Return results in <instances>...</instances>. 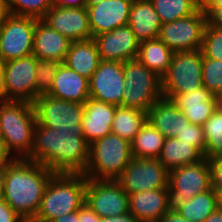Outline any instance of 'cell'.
<instances>
[{
  "label": "cell",
  "mask_w": 222,
  "mask_h": 222,
  "mask_svg": "<svg viewBox=\"0 0 222 222\" xmlns=\"http://www.w3.org/2000/svg\"><path fill=\"white\" fill-rule=\"evenodd\" d=\"M90 144L75 131H58L36 122L33 148L26 160L39 163L54 173L84 174Z\"/></svg>",
  "instance_id": "cell-1"
},
{
  "label": "cell",
  "mask_w": 222,
  "mask_h": 222,
  "mask_svg": "<svg viewBox=\"0 0 222 222\" xmlns=\"http://www.w3.org/2000/svg\"><path fill=\"white\" fill-rule=\"evenodd\" d=\"M53 174L39 163L13 159L7 165L1 197L22 219L34 218Z\"/></svg>",
  "instance_id": "cell-2"
},
{
  "label": "cell",
  "mask_w": 222,
  "mask_h": 222,
  "mask_svg": "<svg viewBox=\"0 0 222 222\" xmlns=\"http://www.w3.org/2000/svg\"><path fill=\"white\" fill-rule=\"evenodd\" d=\"M36 114L28 101L0 103V138L13 159H26L33 148Z\"/></svg>",
  "instance_id": "cell-3"
},
{
  "label": "cell",
  "mask_w": 222,
  "mask_h": 222,
  "mask_svg": "<svg viewBox=\"0 0 222 222\" xmlns=\"http://www.w3.org/2000/svg\"><path fill=\"white\" fill-rule=\"evenodd\" d=\"M86 185L87 178L82 173H54L34 219L52 222L61 215L78 211L85 203Z\"/></svg>",
  "instance_id": "cell-4"
},
{
  "label": "cell",
  "mask_w": 222,
  "mask_h": 222,
  "mask_svg": "<svg viewBox=\"0 0 222 222\" xmlns=\"http://www.w3.org/2000/svg\"><path fill=\"white\" fill-rule=\"evenodd\" d=\"M133 158L131 142L113 133L93 141L84 173L87 179L116 180Z\"/></svg>",
  "instance_id": "cell-5"
},
{
  "label": "cell",
  "mask_w": 222,
  "mask_h": 222,
  "mask_svg": "<svg viewBox=\"0 0 222 222\" xmlns=\"http://www.w3.org/2000/svg\"><path fill=\"white\" fill-rule=\"evenodd\" d=\"M124 86L122 106L148 113L162 96L161 78L138 58L123 62Z\"/></svg>",
  "instance_id": "cell-6"
},
{
  "label": "cell",
  "mask_w": 222,
  "mask_h": 222,
  "mask_svg": "<svg viewBox=\"0 0 222 222\" xmlns=\"http://www.w3.org/2000/svg\"><path fill=\"white\" fill-rule=\"evenodd\" d=\"M202 63L201 49L174 52L169 68L161 78L163 98L171 100L177 94L203 87Z\"/></svg>",
  "instance_id": "cell-7"
},
{
  "label": "cell",
  "mask_w": 222,
  "mask_h": 222,
  "mask_svg": "<svg viewBox=\"0 0 222 222\" xmlns=\"http://www.w3.org/2000/svg\"><path fill=\"white\" fill-rule=\"evenodd\" d=\"M211 188V169L207 158L173 169L168 173L170 210H177L187 199Z\"/></svg>",
  "instance_id": "cell-8"
},
{
  "label": "cell",
  "mask_w": 222,
  "mask_h": 222,
  "mask_svg": "<svg viewBox=\"0 0 222 222\" xmlns=\"http://www.w3.org/2000/svg\"><path fill=\"white\" fill-rule=\"evenodd\" d=\"M33 105L38 124L58 131H75L76 135L84 137L82 130L84 104L45 94L40 95Z\"/></svg>",
  "instance_id": "cell-9"
},
{
  "label": "cell",
  "mask_w": 222,
  "mask_h": 222,
  "mask_svg": "<svg viewBox=\"0 0 222 222\" xmlns=\"http://www.w3.org/2000/svg\"><path fill=\"white\" fill-rule=\"evenodd\" d=\"M38 19L12 15L0 25V62L33 54L34 29Z\"/></svg>",
  "instance_id": "cell-10"
},
{
  "label": "cell",
  "mask_w": 222,
  "mask_h": 222,
  "mask_svg": "<svg viewBox=\"0 0 222 222\" xmlns=\"http://www.w3.org/2000/svg\"><path fill=\"white\" fill-rule=\"evenodd\" d=\"M206 13L200 6L192 15L161 25L159 39L173 52L202 48Z\"/></svg>",
  "instance_id": "cell-11"
},
{
  "label": "cell",
  "mask_w": 222,
  "mask_h": 222,
  "mask_svg": "<svg viewBox=\"0 0 222 222\" xmlns=\"http://www.w3.org/2000/svg\"><path fill=\"white\" fill-rule=\"evenodd\" d=\"M36 64L33 54L2 63L6 100L33 103L40 96L36 92Z\"/></svg>",
  "instance_id": "cell-12"
},
{
  "label": "cell",
  "mask_w": 222,
  "mask_h": 222,
  "mask_svg": "<svg viewBox=\"0 0 222 222\" xmlns=\"http://www.w3.org/2000/svg\"><path fill=\"white\" fill-rule=\"evenodd\" d=\"M168 171L156 158H132L116 179L129 195L145 190L168 188Z\"/></svg>",
  "instance_id": "cell-13"
},
{
  "label": "cell",
  "mask_w": 222,
  "mask_h": 222,
  "mask_svg": "<svg viewBox=\"0 0 222 222\" xmlns=\"http://www.w3.org/2000/svg\"><path fill=\"white\" fill-rule=\"evenodd\" d=\"M85 204L101 218L129 214V195L116 180L87 179Z\"/></svg>",
  "instance_id": "cell-14"
},
{
  "label": "cell",
  "mask_w": 222,
  "mask_h": 222,
  "mask_svg": "<svg viewBox=\"0 0 222 222\" xmlns=\"http://www.w3.org/2000/svg\"><path fill=\"white\" fill-rule=\"evenodd\" d=\"M88 82L90 98L122 106V94L125 90L123 62L101 60Z\"/></svg>",
  "instance_id": "cell-15"
},
{
  "label": "cell",
  "mask_w": 222,
  "mask_h": 222,
  "mask_svg": "<svg viewBox=\"0 0 222 222\" xmlns=\"http://www.w3.org/2000/svg\"><path fill=\"white\" fill-rule=\"evenodd\" d=\"M42 20L71 42L92 39L87 7L66 8L52 5Z\"/></svg>",
  "instance_id": "cell-16"
},
{
  "label": "cell",
  "mask_w": 222,
  "mask_h": 222,
  "mask_svg": "<svg viewBox=\"0 0 222 222\" xmlns=\"http://www.w3.org/2000/svg\"><path fill=\"white\" fill-rule=\"evenodd\" d=\"M101 60L125 62L138 57L139 41L126 25L93 37Z\"/></svg>",
  "instance_id": "cell-17"
},
{
  "label": "cell",
  "mask_w": 222,
  "mask_h": 222,
  "mask_svg": "<svg viewBox=\"0 0 222 222\" xmlns=\"http://www.w3.org/2000/svg\"><path fill=\"white\" fill-rule=\"evenodd\" d=\"M132 3L133 0H102L87 7L92 39L128 25Z\"/></svg>",
  "instance_id": "cell-18"
},
{
  "label": "cell",
  "mask_w": 222,
  "mask_h": 222,
  "mask_svg": "<svg viewBox=\"0 0 222 222\" xmlns=\"http://www.w3.org/2000/svg\"><path fill=\"white\" fill-rule=\"evenodd\" d=\"M169 209L168 188L129 194V214L137 222H159Z\"/></svg>",
  "instance_id": "cell-19"
},
{
  "label": "cell",
  "mask_w": 222,
  "mask_h": 222,
  "mask_svg": "<svg viewBox=\"0 0 222 222\" xmlns=\"http://www.w3.org/2000/svg\"><path fill=\"white\" fill-rule=\"evenodd\" d=\"M71 41L52 29L42 19L36 21L34 29L33 55L38 59H49L64 63Z\"/></svg>",
  "instance_id": "cell-20"
},
{
  "label": "cell",
  "mask_w": 222,
  "mask_h": 222,
  "mask_svg": "<svg viewBox=\"0 0 222 222\" xmlns=\"http://www.w3.org/2000/svg\"><path fill=\"white\" fill-rule=\"evenodd\" d=\"M116 107L93 98H89L85 102L82 130L84 139L89 144L111 133Z\"/></svg>",
  "instance_id": "cell-21"
},
{
  "label": "cell",
  "mask_w": 222,
  "mask_h": 222,
  "mask_svg": "<svg viewBox=\"0 0 222 222\" xmlns=\"http://www.w3.org/2000/svg\"><path fill=\"white\" fill-rule=\"evenodd\" d=\"M48 95L65 101L85 104L90 98L88 79L61 63Z\"/></svg>",
  "instance_id": "cell-22"
},
{
  "label": "cell",
  "mask_w": 222,
  "mask_h": 222,
  "mask_svg": "<svg viewBox=\"0 0 222 222\" xmlns=\"http://www.w3.org/2000/svg\"><path fill=\"white\" fill-rule=\"evenodd\" d=\"M190 123L203 126L215 111L214 95L205 87L177 94L172 99Z\"/></svg>",
  "instance_id": "cell-23"
},
{
  "label": "cell",
  "mask_w": 222,
  "mask_h": 222,
  "mask_svg": "<svg viewBox=\"0 0 222 222\" xmlns=\"http://www.w3.org/2000/svg\"><path fill=\"white\" fill-rule=\"evenodd\" d=\"M149 121L164 137H176L189 120L170 99L157 100L147 113Z\"/></svg>",
  "instance_id": "cell-24"
},
{
  "label": "cell",
  "mask_w": 222,
  "mask_h": 222,
  "mask_svg": "<svg viewBox=\"0 0 222 222\" xmlns=\"http://www.w3.org/2000/svg\"><path fill=\"white\" fill-rule=\"evenodd\" d=\"M162 22L150 0H133L128 26L139 42L159 37Z\"/></svg>",
  "instance_id": "cell-25"
},
{
  "label": "cell",
  "mask_w": 222,
  "mask_h": 222,
  "mask_svg": "<svg viewBox=\"0 0 222 222\" xmlns=\"http://www.w3.org/2000/svg\"><path fill=\"white\" fill-rule=\"evenodd\" d=\"M101 61L97 45L93 39L71 42L64 64L79 75L89 79Z\"/></svg>",
  "instance_id": "cell-26"
},
{
  "label": "cell",
  "mask_w": 222,
  "mask_h": 222,
  "mask_svg": "<svg viewBox=\"0 0 222 222\" xmlns=\"http://www.w3.org/2000/svg\"><path fill=\"white\" fill-rule=\"evenodd\" d=\"M203 158L204 155L192 143H185L181 139L172 137L164 140L158 159L170 172L173 169L197 163Z\"/></svg>",
  "instance_id": "cell-27"
},
{
  "label": "cell",
  "mask_w": 222,
  "mask_h": 222,
  "mask_svg": "<svg viewBox=\"0 0 222 222\" xmlns=\"http://www.w3.org/2000/svg\"><path fill=\"white\" fill-rule=\"evenodd\" d=\"M173 51L159 38L139 42L138 60L160 78L167 72Z\"/></svg>",
  "instance_id": "cell-28"
},
{
  "label": "cell",
  "mask_w": 222,
  "mask_h": 222,
  "mask_svg": "<svg viewBox=\"0 0 222 222\" xmlns=\"http://www.w3.org/2000/svg\"><path fill=\"white\" fill-rule=\"evenodd\" d=\"M146 122V112L135 108L117 106L111 125V133L131 142Z\"/></svg>",
  "instance_id": "cell-29"
},
{
  "label": "cell",
  "mask_w": 222,
  "mask_h": 222,
  "mask_svg": "<svg viewBox=\"0 0 222 222\" xmlns=\"http://www.w3.org/2000/svg\"><path fill=\"white\" fill-rule=\"evenodd\" d=\"M165 137L147 121L131 141L133 158H159Z\"/></svg>",
  "instance_id": "cell-30"
},
{
  "label": "cell",
  "mask_w": 222,
  "mask_h": 222,
  "mask_svg": "<svg viewBox=\"0 0 222 222\" xmlns=\"http://www.w3.org/2000/svg\"><path fill=\"white\" fill-rule=\"evenodd\" d=\"M217 209L216 194L213 188L187 199L177 211L190 222H204Z\"/></svg>",
  "instance_id": "cell-31"
},
{
  "label": "cell",
  "mask_w": 222,
  "mask_h": 222,
  "mask_svg": "<svg viewBox=\"0 0 222 222\" xmlns=\"http://www.w3.org/2000/svg\"><path fill=\"white\" fill-rule=\"evenodd\" d=\"M162 24L192 15L200 5L195 0H150Z\"/></svg>",
  "instance_id": "cell-32"
},
{
  "label": "cell",
  "mask_w": 222,
  "mask_h": 222,
  "mask_svg": "<svg viewBox=\"0 0 222 222\" xmlns=\"http://www.w3.org/2000/svg\"><path fill=\"white\" fill-rule=\"evenodd\" d=\"M202 127L206 140L204 157L210 159L222 155V113L215 110Z\"/></svg>",
  "instance_id": "cell-33"
},
{
  "label": "cell",
  "mask_w": 222,
  "mask_h": 222,
  "mask_svg": "<svg viewBox=\"0 0 222 222\" xmlns=\"http://www.w3.org/2000/svg\"><path fill=\"white\" fill-rule=\"evenodd\" d=\"M10 14L43 19L52 7L49 0H7Z\"/></svg>",
  "instance_id": "cell-34"
},
{
  "label": "cell",
  "mask_w": 222,
  "mask_h": 222,
  "mask_svg": "<svg viewBox=\"0 0 222 222\" xmlns=\"http://www.w3.org/2000/svg\"><path fill=\"white\" fill-rule=\"evenodd\" d=\"M61 62L38 59L36 64V92L39 95L48 94L51 90V85L55 79L57 70Z\"/></svg>",
  "instance_id": "cell-35"
},
{
  "label": "cell",
  "mask_w": 222,
  "mask_h": 222,
  "mask_svg": "<svg viewBox=\"0 0 222 222\" xmlns=\"http://www.w3.org/2000/svg\"><path fill=\"white\" fill-rule=\"evenodd\" d=\"M202 82L213 95L222 91V60L203 58Z\"/></svg>",
  "instance_id": "cell-36"
},
{
  "label": "cell",
  "mask_w": 222,
  "mask_h": 222,
  "mask_svg": "<svg viewBox=\"0 0 222 222\" xmlns=\"http://www.w3.org/2000/svg\"><path fill=\"white\" fill-rule=\"evenodd\" d=\"M201 50L203 58L222 60V28L206 23Z\"/></svg>",
  "instance_id": "cell-37"
},
{
  "label": "cell",
  "mask_w": 222,
  "mask_h": 222,
  "mask_svg": "<svg viewBox=\"0 0 222 222\" xmlns=\"http://www.w3.org/2000/svg\"><path fill=\"white\" fill-rule=\"evenodd\" d=\"M177 139H181L182 142L192 143L203 155L206 148V140L204 136L203 127L195 125L190 122L186 123L185 128L178 133Z\"/></svg>",
  "instance_id": "cell-38"
},
{
  "label": "cell",
  "mask_w": 222,
  "mask_h": 222,
  "mask_svg": "<svg viewBox=\"0 0 222 222\" xmlns=\"http://www.w3.org/2000/svg\"><path fill=\"white\" fill-rule=\"evenodd\" d=\"M211 169V187L222 190V155L208 159Z\"/></svg>",
  "instance_id": "cell-39"
},
{
  "label": "cell",
  "mask_w": 222,
  "mask_h": 222,
  "mask_svg": "<svg viewBox=\"0 0 222 222\" xmlns=\"http://www.w3.org/2000/svg\"><path fill=\"white\" fill-rule=\"evenodd\" d=\"M208 25L222 28V5H202Z\"/></svg>",
  "instance_id": "cell-40"
},
{
  "label": "cell",
  "mask_w": 222,
  "mask_h": 222,
  "mask_svg": "<svg viewBox=\"0 0 222 222\" xmlns=\"http://www.w3.org/2000/svg\"><path fill=\"white\" fill-rule=\"evenodd\" d=\"M23 219L0 198V222H22Z\"/></svg>",
  "instance_id": "cell-41"
},
{
  "label": "cell",
  "mask_w": 222,
  "mask_h": 222,
  "mask_svg": "<svg viewBox=\"0 0 222 222\" xmlns=\"http://www.w3.org/2000/svg\"><path fill=\"white\" fill-rule=\"evenodd\" d=\"M78 220L79 222H100L101 217L84 203L78 210Z\"/></svg>",
  "instance_id": "cell-42"
},
{
  "label": "cell",
  "mask_w": 222,
  "mask_h": 222,
  "mask_svg": "<svg viewBox=\"0 0 222 222\" xmlns=\"http://www.w3.org/2000/svg\"><path fill=\"white\" fill-rule=\"evenodd\" d=\"M159 222H190L185 217L181 216L177 210H168Z\"/></svg>",
  "instance_id": "cell-43"
},
{
  "label": "cell",
  "mask_w": 222,
  "mask_h": 222,
  "mask_svg": "<svg viewBox=\"0 0 222 222\" xmlns=\"http://www.w3.org/2000/svg\"><path fill=\"white\" fill-rule=\"evenodd\" d=\"M55 5L66 8L85 7V0H59Z\"/></svg>",
  "instance_id": "cell-44"
},
{
  "label": "cell",
  "mask_w": 222,
  "mask_h": 222,
  "mask_svg": "<svg viewBox=\"0 0 222 222\" xmlns=\"http://www.w3.org/2000/svg\"><path fill=\"white\" fill-rule=\"evenodd\" d=\"M13 158L6 151L3 140L0 138V165H8Z\"/></svg>",
  "instance_id": "cell-45"
},
{
  "label": "cell",
  "mask_w": 222,
  "mask_h": 222,
  "mask_svg": "<svg viewBox=\"0 0 222 222\" xmlns=\"http://www.w3.org/2000/svg\"><path fill=\"white\" fill-rule=\"evenodd\" d=\"M100 222H137L130 214L101 218Z\"/></svg>",
  "instance_id": "cell-46"
},
{
  "label": "cell",
  "mask_w": 222,
  "mask_h": 222,
  "mask_svg": "<svg viewBox=\"0 0 222 222\" xmlns=\"http://www.w3.org/2000/svg\"><path fill=\"white\" fill-rule=\"evenodd\" d=\"M52 222H79L78 211L61 215L54 219Z\"/></svg>",
  "instance_id": "cell-47"
},
{
  "label": "cell",
  "mask_w": 222,
  "mask_h": 222,
  "mask_svg": "<svg viewBox=\"0 0 222 222\" xmlns=\"http://www.w3.org/2000/svg\"><path fill=\"white\" fill-rule=\"evenodd\" d=\"M10 15L7 0H0V25L7 19Z\"/></svg>",
  "instance_id": "cell-48"
},
{
  "label": "cell",
  "mask_w": 222,
  "mask_h": 222,
  "mask_svg": "<svg viewBox=\"0 0 222 222\" xmlns=\"http://www.w3.org/2000/svg\"><path fill=\"white\" fill-rule=\"evenodd\" d=\"M204 222H222V211L216 209L206 218Z\"/></svg>",
  "instance_id": "cell-49"
},
{
  "label": "cell",
  "mask_w": 222,
  "mask_h": 222,
  "mask_svg": "<svg viewBox=\"0 0 222 222\" xmlns=\"http://www.w3.org/2000/svg\"><path fill=\"white\" fill-rule=\"evenodd\" d=\"M7 165H0V198L3 194Z\"/></svg>",
  "instance_id": "cell-50"
},
{
  "label": "cell",
  "mask_w": 222,
  "mask_h": 222,
  "mask_svg": "<svg viewBox=\"0 0 222 222\" xmlns=\"http://www.w3.org/2000/svg\"><path fill=\"white\" fill-rule=\"evenodd\" d=\"M4 101H7V100H6L4 87H3V68H2V63L0 62V103Z\"/></svg>",
  "instance_id": "cell-51"
},
{
  "label": "cell",
  "mask_w": 222,
  "mask_h": 222,
  "mask_svg": "<svg viewBox=\"0 0 222 222\" xmlns=\"http://www.w3.org/2000/svg\"><path fill=\"white\" fill-rule=\"evenodd\" d=\"M215 110L222 113V91L214 94Z\"/></svg>",
  "instance_id": "cell-52"
},
{
  "label": "cell",
  "mask_w": 222,
  "mask_h": 222,
  "mask_svg": "<svg viewBox=\"0 0 222 222\" xmlns=\"http://www.w3.org/2000/svg\"><path fill=\"white\" fill-rule=\"evenodd\" d=\"M216 194L217 209L222 211V190H214Z\"/></svg>",
  "instance_id": "cell-53"
},
{
  "label": "cell",
  "mask_w": 222,
  "mask_h": 222,
  "mask_svg": "<svg viewBox=\"0 0 222 222\" xmlns=\"http://www.w3.org/2000/svg\"><path fill=\"white\" fill-rule=\"evenodd\" d=\"M203 5H222V0H206Z\"/></svg>",
  "instance_id": "cell-54"
},
{
  "label": "cell",
  "mask_w": 222,
  "mask_h": 222,
  "mask_svg": "<svg viewBox=\"0 0 222 222\" xmlns=\"http://www.w3.org/2000/svg\"><path fill=\"white\" fill-rule=\"evenodd\" d=\"M100 1H102V0H85V7L92 6L94 4L99 3Z\"/></svg>",
  "instance_id": "cell-55"
},
{
  "label": "cell",
  "mask_w": 222,
  "mask_h": 222,
  "mask_svg": "<svg viewBox=\"0 0 222 222\" xmlns=\"http://www.w3.org/2000/svg\"><path fill=\"white\" fill-rule=\"evenodd\" d=\"M22 222H40V221H37L36 219L31 218V219H23Z\"/></svg>",
  "instance_id": "cell-56"
},
{
  "label": "cell",
  "mask_w": 222,
  "mask_h": 222,
  "mask_svg": "<svg viewBox=\"0 0 222 222\" xmlns=\"http://www.w3.org/2000/svg\"><path fill=\"white\" fill-rule=\"evenodd\" d=\"M201 7L205 3L206 0H195Z\"/></svg>",
  "instance_id": "cell-57"
},
{
  "label": "cell",
  "mask_w": 222,
  "mask_h": 222,
  "mask_svg": "<svg viewBox=\"0 0 222 222\" xmlns=\"http://www.w3.org/2000/svg\"><path fill=\"white\" fill-rule=\"evenodd\" d=\"M59 0H49V2L51 3V5H55Z\"/></svg>",
  "instance_id": "cell-58"
}]
</instances>
